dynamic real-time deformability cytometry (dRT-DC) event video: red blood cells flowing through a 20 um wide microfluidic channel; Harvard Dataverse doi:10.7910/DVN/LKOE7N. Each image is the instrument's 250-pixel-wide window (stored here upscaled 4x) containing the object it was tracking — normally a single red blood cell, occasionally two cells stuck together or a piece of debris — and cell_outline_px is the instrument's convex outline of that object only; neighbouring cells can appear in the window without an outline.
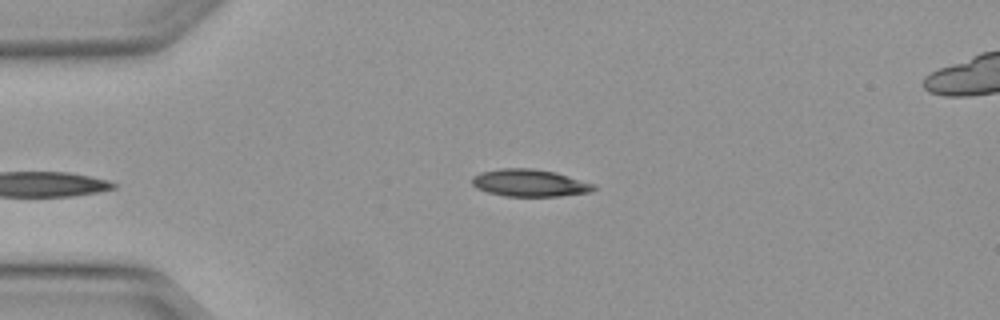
{"species": "Egyptian fruit bat (a non-hibernating species)", "species_latin": "Rousettus aegyptiacus", "temperature_condition": "warm", "stored_images_in_passage": 4, "camera_frame_rate_fps": 3000, "um_per_image_px": 0.085, "animal": {"sex": "female"}, "frame": {"image": 1, "passage_image": 4, "time_ms": 1.0, "image_size_px": [1000, 320], "cell_outline_px": [[596, 188], [592, 192], [560, 196], [504, 196], [488, 192], [476, 188], [472, 184], [472, 176], [480, 172], [500, 168], [532, 168], [556, 172], [596, 184]], "centroid_in_image_um": [45.03, 15.54], "position_along_channel_um": 40.0, "area_um2": 19.54}}